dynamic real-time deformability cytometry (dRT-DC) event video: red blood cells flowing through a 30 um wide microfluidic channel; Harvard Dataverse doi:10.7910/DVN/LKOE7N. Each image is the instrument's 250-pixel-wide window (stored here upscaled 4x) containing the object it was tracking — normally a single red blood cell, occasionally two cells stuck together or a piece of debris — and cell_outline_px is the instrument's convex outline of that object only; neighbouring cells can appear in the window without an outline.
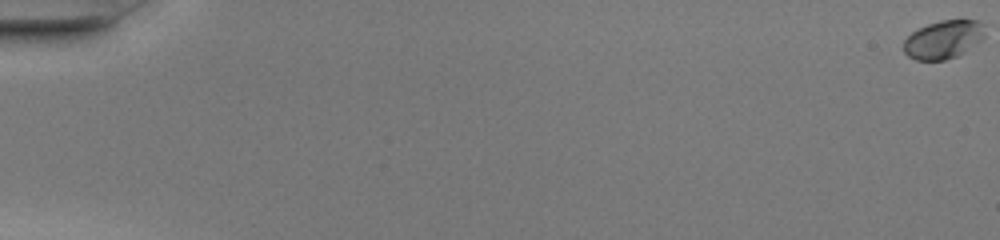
{"species": "common noctule bat (a hibernating species)", "species_latin": "Nyctalus noctula", "temperature_condition": "warm", "stored_images_in_passage": 52, "camera_frame_rate_fps": 3000, "um_per_image_px": 0.085, "animal": {"sex": "female", "body_mass_g": 20.0, "forearm_length_mm": 54.0}, "frame": {"image": 1, "passage_image": 1, "time_ms": 0.0, "image_size_px": [1000, 240], "cell_outline_px": [[984, 36], [980, 40], [964, 52], [956, 56], [944, 60], [916, 60], [908, 56], [904, 52], [904, 40], [912, 32], [928, 24], [940, 20], [976, 20], [980, 24]], "centroid_in_image_um": [80.13, 3.37], "position_along_channel_um": 4.9, "area_um2": 17.69}}
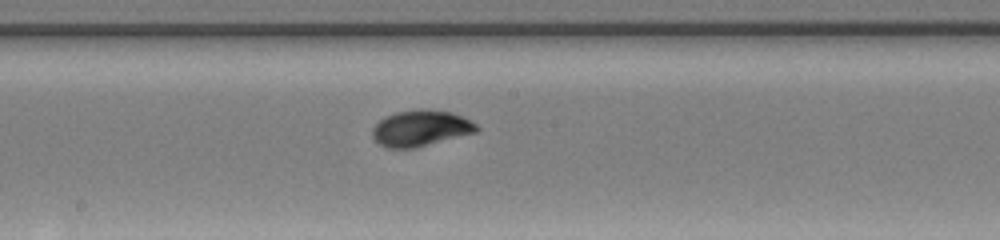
{"frame": {"image": 2, "passage_image": 30, "time_ms": 9.667, "image_size_px": [1000, 240], "cell_outline_px": [[480, 128], [476, 132], [416, 148], [388, 148], [380, 144], [372, 136], [372, 128], [384, 116], [396, 112], [420, 108], [452, 112], [476, 124]], "centroid_in_image_um": [35.74, 10.89], "position_along_channel_um": 212.5, "area_um2": 21.85}}
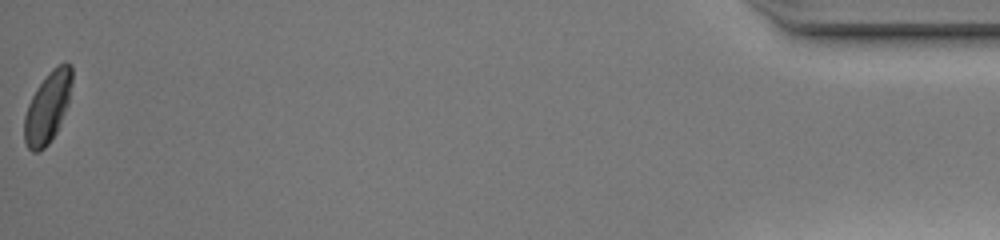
{"frame": {"image": 3, "passage_image": 52, "time_ms": 17.0, "image_size_px": [1000, 240], "cell_outline_px": [[72, 80], [68, 104], [56, 132], [48, 144], [44, 148], [36, 152], [32, 152], [24, 144], [24, 116], [28, 104], [36, 88], [52, 68], [64, 60], [68, 60], [72, 64]], "centroid_in_image_um": [4.05, 9.08], "position_along_channel_um": 431.1, "area_um2": 19.88}, "authors_computed_cell_mechanics": {"area_um2": 19.941, "velocity_mm_per_s": 4.2024, "shape_relaxation_time_tau1_ms": 3.7416, "shape_relaxation_time_tau2_ms": 0.6494, "deformation_change_tau1": 0.141, "deformation_change_tau2": 0.0377}}